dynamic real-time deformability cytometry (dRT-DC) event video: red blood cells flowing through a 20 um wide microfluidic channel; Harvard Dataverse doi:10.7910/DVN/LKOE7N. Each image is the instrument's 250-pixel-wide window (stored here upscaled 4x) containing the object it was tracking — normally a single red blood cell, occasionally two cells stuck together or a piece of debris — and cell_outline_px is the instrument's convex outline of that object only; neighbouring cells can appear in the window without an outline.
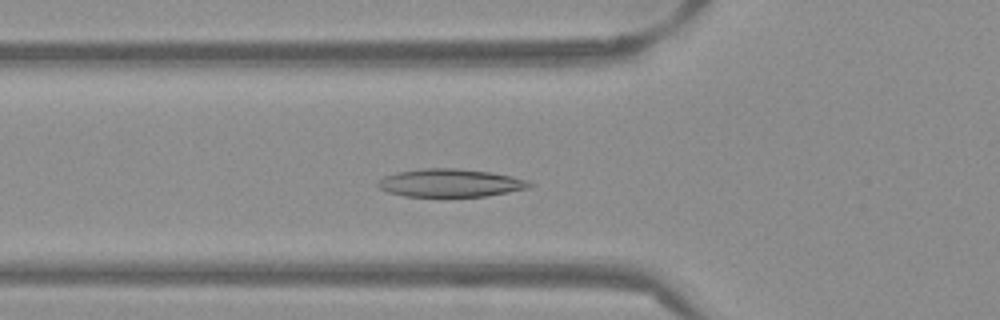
{"species": "Egyptian fruit bat (a non-hibernating species)", "species_latin": "Rousettus aegyptiacus", "temperature_condition": "warm", "stored_images_in_passage": 43, "camera_frame_rate_fps": 3000, "um_per_image_px": 0.085, "frame": {"image": 1, "passage_image": 9, "time_ms": 2.667, "image_size_px": [1000, 320], "cell_outline_px": [[536, 184], [532, 188], [484, 196], [404, 196], [388, 192], [380, 188], [376, 184], [376, 180], [384, 176], [396, 172], [420, 168], [456, 168], [488, 172], [512, 176], [528, 180]], "centroid_in_image_um": [38.28, 15.54], "position_along_channel_um": 87.5, "area_um2": 24.91}}
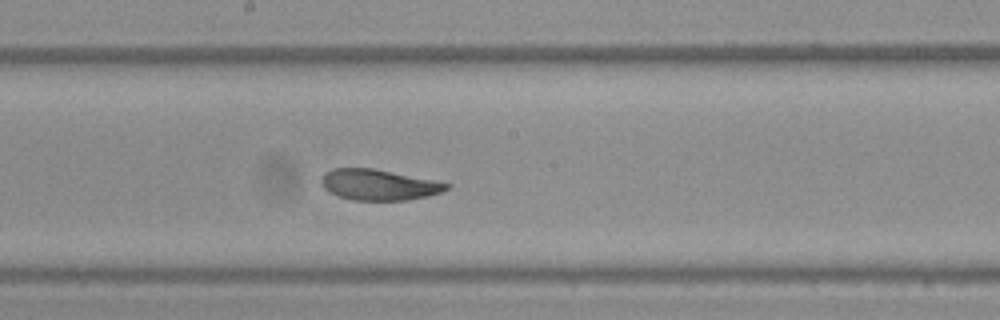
{"frame": {"image": 2, "passage_image": 19, "time_ms": 6.0, "image_size_px": [1000, 320], "cell_outline_px": [[452, 184], [448, 188], [440, 192], [428, 196], [408, 200], [352, 200], [340, 196], [324, 188], [320, 180], [332, 168], [372, 168]], "centroid_in_image_um": [32.21, 15.71], "position_along_channel_um": 216.0, "area_um2": 22.02}}
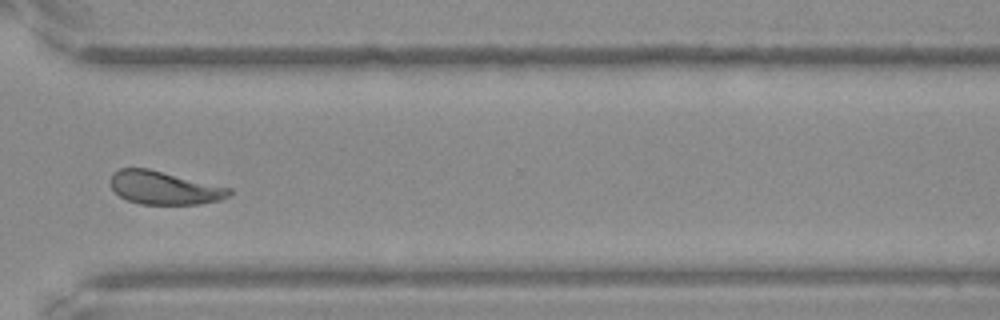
{"frame": {"image": 3, "passage_image": 30, "time_ms": 9.667, "image_size_px": [1000, 320], "cell_outline_px": [[232, 192], [228, 196], [220, 200], [200, 204], [140, 204], [128, 200], [120, 196], [112, 188], [108, 180], [112, 172], [120, 168], [148, 168], [232, 188]], "centroid_in_image_um": [13.94, 15.95], "position_along_channel_um": 356.7, "area_um2": 23.12}, "authors_computed_cell_mechanics": {"area_um2": 23.3512, "velocity_mm_per_s": 3.8352, "shape_relaxation_time_tau1_ms": 6.5709, "shape_relaxation_time_tau2_ms": 2.1177, "deformation_change_tau1": 0.1803, "deformation_change_tau2": 0.0771}}